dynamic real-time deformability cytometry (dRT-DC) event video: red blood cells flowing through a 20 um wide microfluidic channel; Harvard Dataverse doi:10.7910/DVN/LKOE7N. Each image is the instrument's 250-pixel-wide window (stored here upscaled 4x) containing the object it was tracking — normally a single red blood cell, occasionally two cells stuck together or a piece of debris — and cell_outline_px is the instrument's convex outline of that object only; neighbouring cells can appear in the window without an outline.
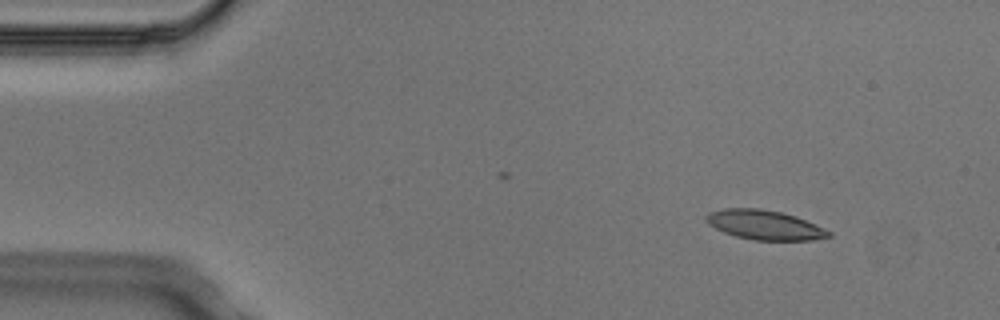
{"species": "Egyptian fruit bat (a non-hibernating species)", "species_latin": "Rousettus aegyptiacus", "temperature_condition": "cold", "stored_images_in_passage": 5, "camera_frame_rate_fps": 3000, "um_per_image_px": 0.085, "animal": {"sex": "male"}, "frame": {"image": 1, "passage_image": 1, "time_ms": 0.0, "image_size_px": [1000, 320], "cell_outline_px": [[832, 236], [812, 240], [752, 240], [736, 236], [724, 232], [708, 224], [704, 220], [704, 216], [708, 212], [724, 208], [760, 208], [780, 212], [796, 216], [824, 228], [832, 232]], "centroid_in_image_um": [64.97, 19.11], "position_along_channel_um": 20.0, "area_um2": 21.15}}
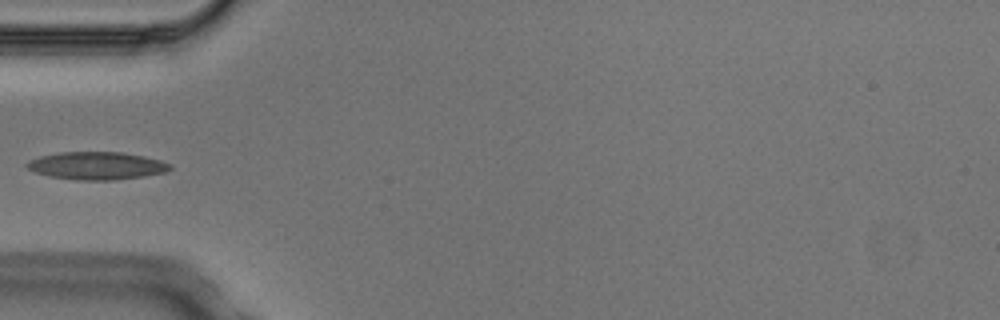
{"frame": {"image": 2, "passage_image": 4, "time_ms": 1.0, "image_size_px": [1000, 320], "cell_outline_px": [[172, 168], [164, 172], [144, 176], [112, 180], [80, 180], [52, 176], [36, 172], [28, 168], [24, 164], [28, 160], [40, 156], [60, 152], [120, 152], [144, 156], [160, 160], [172, 164]], "centroid_in_image_um": [8.23, 14.07], "position_along_channel_um": 76.8, "area_um2": 22.95}}
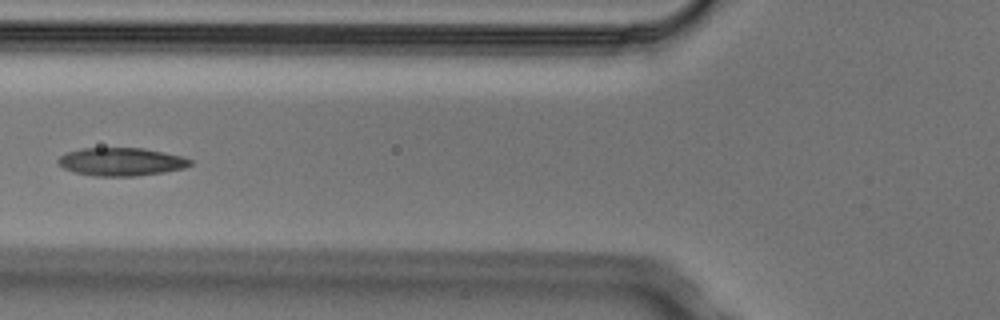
{"frame": {"image": 3, "passage_image": 5, "time_ms": 1.333, "image_size_px": [1000, 320], "cell_outline_px": [[192, 164], [184, 168], [164, 172], [136, 176], [96, 176], [76, 172], [64, 168], [56, 160], [64, 152], [80, 148], [144, 148], [180, 156], [192, 160]], "centroid_in_image_um": [10.28, 13.74], "position_along_channel_um": 115.5, "area_um2": 21.56}}